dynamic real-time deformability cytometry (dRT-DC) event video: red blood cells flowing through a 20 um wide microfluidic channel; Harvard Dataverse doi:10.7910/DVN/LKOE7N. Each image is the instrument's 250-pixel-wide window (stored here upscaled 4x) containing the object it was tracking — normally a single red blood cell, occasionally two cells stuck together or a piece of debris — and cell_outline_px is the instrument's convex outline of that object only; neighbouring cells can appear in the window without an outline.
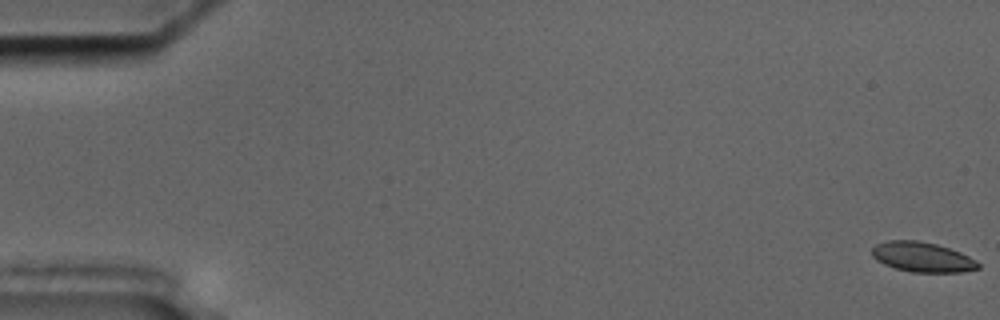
{"species": "common noctule bat (a hibernating species)", "species_latin": "Nyctalus noctula", "temperature_condition": "cold", "stored_images_in_passage": 57, "camera_frame_rate_fps": 3000, "um_per_image_px": 0.085, "animal": {"sex": "male", "body_mass_g": 17.5, "forearm_length_mm": 52.3}, "frame": {"image": 1, "passage_image": 1, "time_ms": 0.0, "image_size_px": [1000, 320], "cell_outline_px": [[980, 268], [964, 272], [912, 272], [896, 268], [884, 264], [876, 260], [872, 256], [872, 248], [876, 244], [888, 240], [916, 240], [936, 244], [960, 252], [976, 260], [980, 264]], "centroid_in_image_um": [78.4, 21.85], "position_along_channel_um": 6.6, "area_um2": 18.5}}
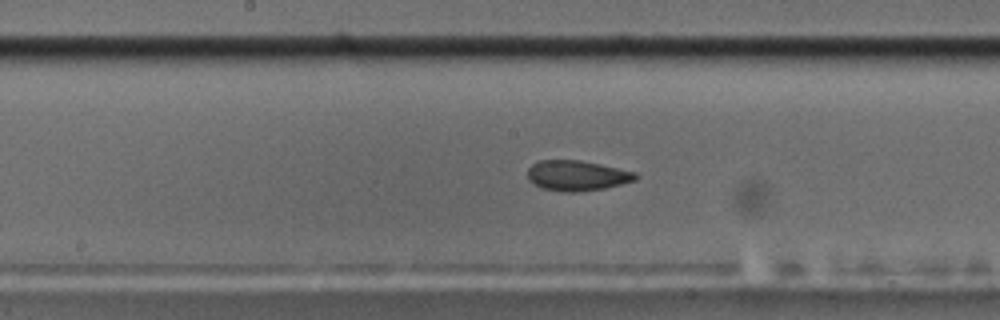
{"frame": {"image": 2, "passage_image": 30, "time_ms": 9.667, "image_size_px": [1000, 320], "cell_outline_px": [[640, 176], [636, 180], [604, 188], [576, 192], [564, 192], [540, 188], [528, 180], [528, 168], [532, 164], [540, 160], [580, 160], [600, 164], [636, 172]], "centroid_in_image_um": [49.03, 14.92], "position_along_channel_um": 199.2, "area_um2": 19.13}}
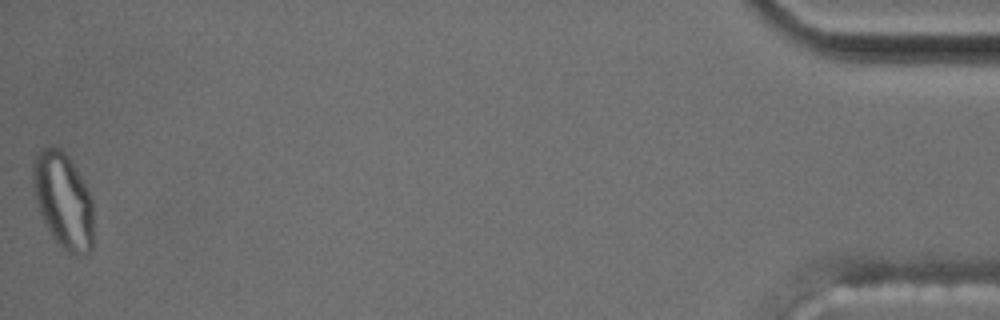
{"frame": {"image": 3, "passage_image": 57, "time_ms": 18.667, "image_size_px": [1000, 320], "cell_outline_px": [[92, 248], [88, 252], [76, 256], [68, 252], [52, 236], [40, 212], [36, 200], [32, 176], [32, 164], [36, 152], [40, 148], [52, 144], [60, 148], [68, 156], [84, 180], [92, 200]], "centroid_in_image_um": [5.36, 16.96], "position_along_channel_um": 429.8, "area_um2": 33.76}, "authors_computed_cell_mechanics": {"area_um2": 19.363, "velocity_mm_per_s": 3.599, "shape_relaxation_time_tau1_ms": 5.368, "shape_relaxation_time_tau2_ms": 1.5658, "deformation_change_tau1": 0.1366, "deformation_change_tau2": 0.0527}}